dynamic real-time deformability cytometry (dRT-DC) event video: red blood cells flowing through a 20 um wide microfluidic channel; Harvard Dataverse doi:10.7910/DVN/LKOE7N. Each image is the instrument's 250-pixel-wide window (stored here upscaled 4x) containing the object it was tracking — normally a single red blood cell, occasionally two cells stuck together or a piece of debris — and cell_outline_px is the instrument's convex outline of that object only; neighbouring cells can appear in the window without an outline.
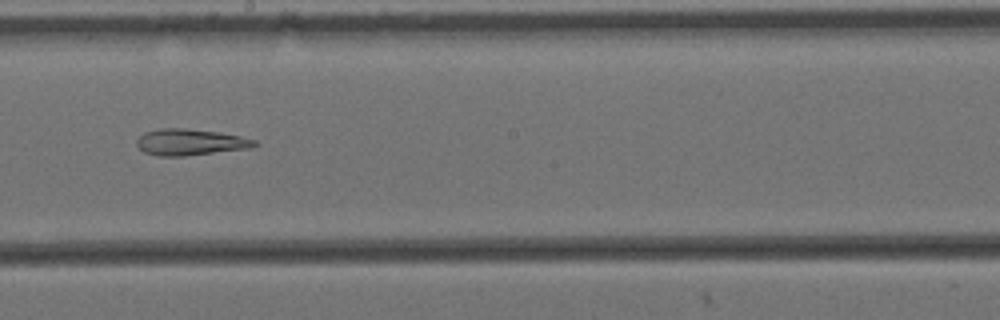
{"species": "Egyptian fruit bat (a non-hibernating species)", "species_latin": "Rousettus aegyptiacus", "temperature_condition": "cold", "stored_images_in_passage": 8, "camera_frame_rate_fps": 3000, "um_per_image_px": 0.085, "animal": {"sex": "female"}, "frame": {"image": 1, "passage_image": 6, "time_ms": 1.667, "image_size_px": [1000, 320], "cell_outline_px": [[260, 144], [252, 148], [184, 156], [160, 156], [144, 152], [136, 144], [136, 140], [144, 132], [160, 128], [184, 128], [216, 132], [240, 136], [256, 140]], "centroid_in_image_um": [16.19, 12.08], "position_along_channel_um": 232.0, "area_um2": 18.09}}